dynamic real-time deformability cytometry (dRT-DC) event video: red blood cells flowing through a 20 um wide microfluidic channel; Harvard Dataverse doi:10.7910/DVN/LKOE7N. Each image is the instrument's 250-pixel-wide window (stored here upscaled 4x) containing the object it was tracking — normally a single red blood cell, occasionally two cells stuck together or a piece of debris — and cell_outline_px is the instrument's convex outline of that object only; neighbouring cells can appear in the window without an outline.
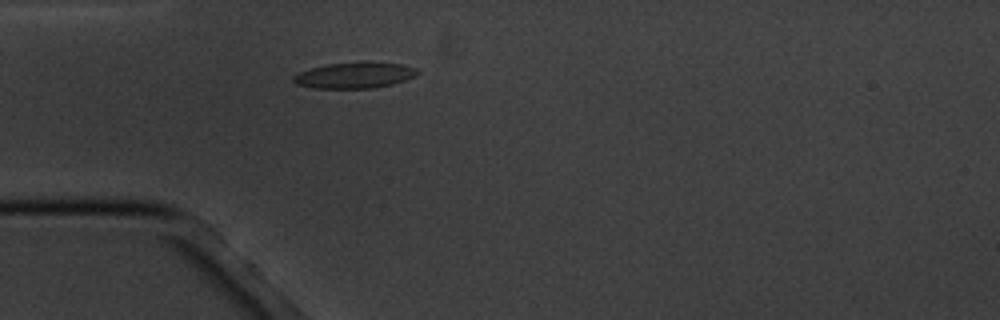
{"species": "common noctule bat (a hibernating species)", "species_latin": "Nyctalus noctula", "temperature_condition": "cold", "stored_images_in_passage": 5, "camera_frame_rate_fps": 3000, "um_per_image_px": 0.085, "animal": {"sex": "male", "body_mass_g": 20.1, "forearm_length_mm": 53.5}, "frame": {"image": 1, "passage_image": 5, "time_ms": 4.667, "image_size_px": [1000, 320], "cell_outline_px": [[420, 72], [416, 76], [392, 84], [372, 88], [312, 88], [296, 84], [292, 80], [292, 76], [300, 72], [312, 68], [328, 64], [404, 64], [416, 68]], "centroid_in_image_um": [30.12, 6.44], "position_along_channel_um": 54.9, "area_um2": 18.03}}